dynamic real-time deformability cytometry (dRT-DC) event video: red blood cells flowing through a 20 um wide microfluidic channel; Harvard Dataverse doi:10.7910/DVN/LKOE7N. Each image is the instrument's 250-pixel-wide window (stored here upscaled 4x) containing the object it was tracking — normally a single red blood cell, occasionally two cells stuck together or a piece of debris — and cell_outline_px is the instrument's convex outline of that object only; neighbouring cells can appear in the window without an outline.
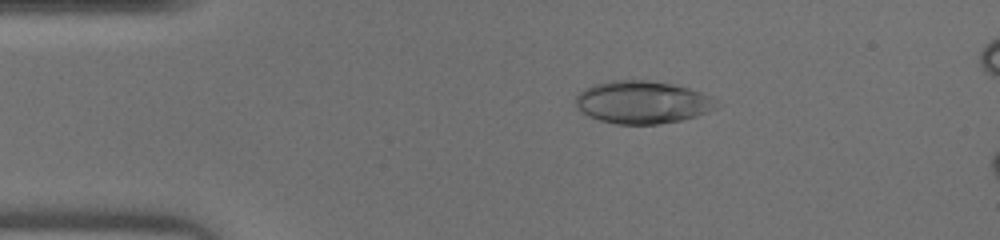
{"species": "human", "species_latin": "Homo sapiens", "temperature_condition": "warm", "stored_images_in_passage": 38, "camera_frame_rate_fps": 3000, "um_per_image_px": 0.085, "donor": {"sex": "male"}, "frame": {"image": 1, "passage_image": 1, "time_ms": 0.0, "image_size_px": [1000, 240], "cell_outline_px": [[716, 108], [708, 112], [696, 116], [680, 120], [660, 124], [616, 124], [600, 120], [588, 116], [580, 112], [576, 108], [576, 96], [584, 88], [608, 80], [648, 80], [676, 84], [700, 92], [708, 96]], "centroid_in_image_um": [54.53, 8.69], "position_along_channel_um": 30.5, "area_um2": 34.85}}
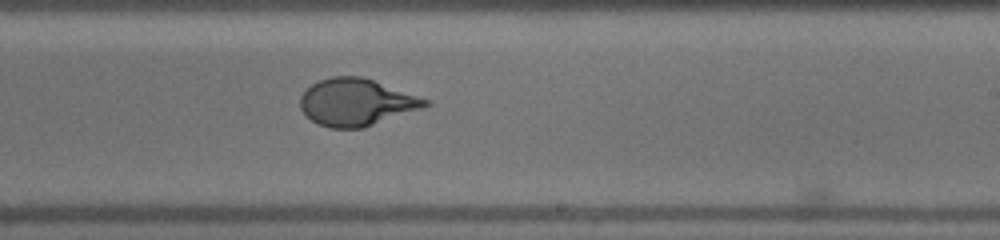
{"frame": {"image": 2, "passage_image": 20, "time_ms": 6.333, "image_size_px": [1000, 240], "cell_outline_px": [[432, 104], [364, 128], [328, 128], [316, 124], [300, 108], [300, 96], [312, 84], [320, 80], [332, 76], [360, 76], [432, 100]], "centroid_in_image_um": [30.29, 8.7], "position_along_channel_um": 258.7, "area_um2": 34.16}}
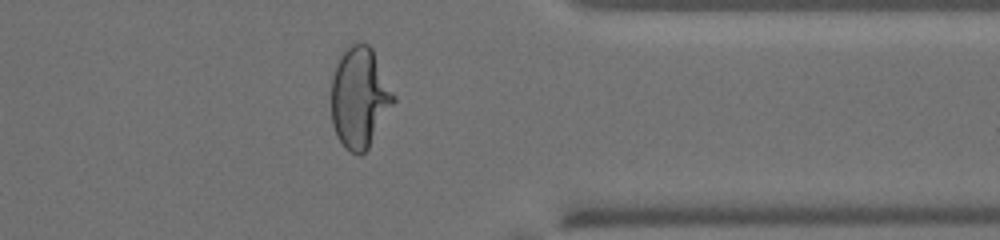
{"frame": {"image": 3, "passage_image": 29, "time_ms": 9.333, "image_size_px": [1000, 240], "cell_outline_px": [[396, 100], [368, 148], [360, 156], [344, 148], [336, 136], [332, 124], [332, 76], [336, 64], [344, 48], [360, 40], [364, 40], [372, 48], [396, 96]], "centroid_in_image_um": [30.56, 8.27], "position_along_channel_um": 380.8, "area_um2": 36.88}}